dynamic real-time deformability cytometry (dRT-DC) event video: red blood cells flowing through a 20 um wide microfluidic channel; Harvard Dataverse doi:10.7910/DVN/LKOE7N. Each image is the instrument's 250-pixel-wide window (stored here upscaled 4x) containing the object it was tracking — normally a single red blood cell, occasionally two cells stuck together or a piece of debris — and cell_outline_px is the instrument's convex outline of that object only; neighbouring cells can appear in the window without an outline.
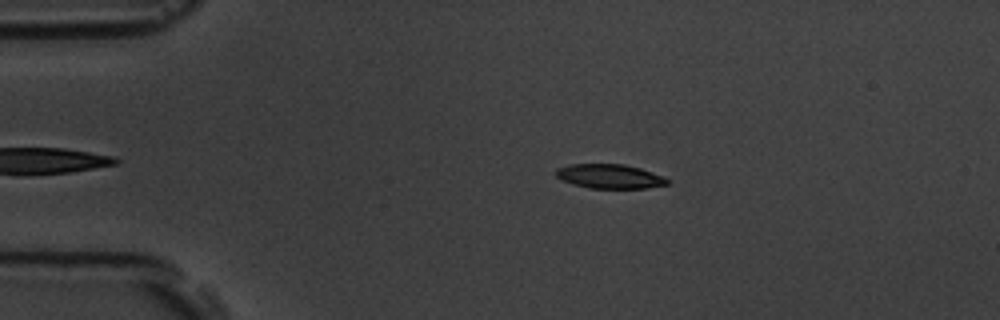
{"species": "common noctule bat (a hibernating species)", "species_latin": "Nyctalus noctula", "temperature_condition": "room temperature", "stored_images_in_passage": 44, "camera_frame_rate_fps": 3000, "um_per_image_px": 0.085, "animal": {"sex": "male", "body_mass_g": 19.5, "forearm_length_mm": 54.6}, "frame": {"image": 1, "passage_image": 9, "time_ms": 2.667, "image_size_px": [1000, 320], "cell_outline_px": [[668, 184], [644, 188], [588, 188], [572, 184], [556, 176], [556, 168], [568, 164], [624, 164], [640, 168], [664, 176], [668, 180]], "centroid_in_image_um": [51.81, 14.98], "position_along_channel_um": 33.2, "area_um2": 15.72}}
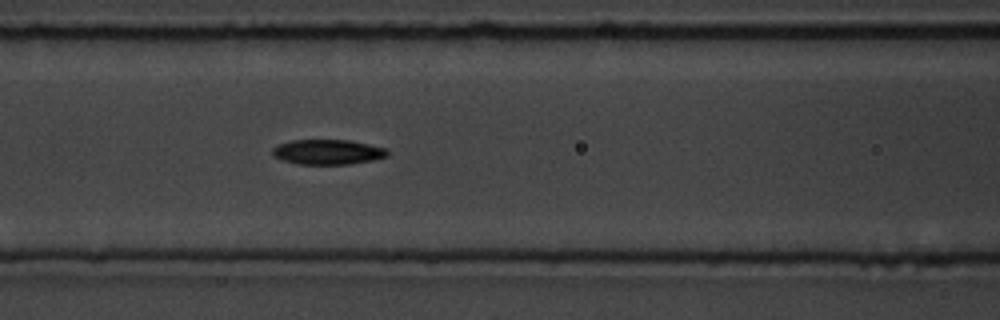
{"frame": {"image": 2, "passage_image": 21, "time_ms": 6.667, "image_size_px": [1000, 320], "cell_outline_px": [[388, 156], [372, 160], [348, 164], [296, 164], [272, 156], [272, 148], [280, 144], [292, 140], [348, 140], [388, 148]], "centroid_in_image_um": [27.86, 12.92], "position_along_channel_um": 138.7, "area_um2": 16.7}}
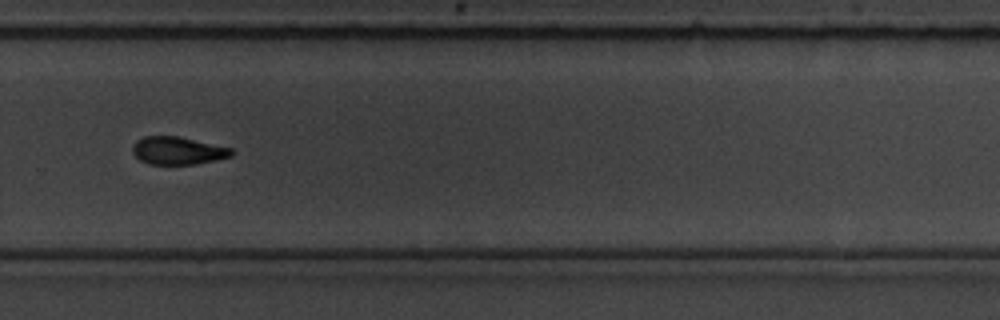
{"frame": {"image": 3, "passage_image": 35, "time_ms": 11.333, "image_size_px": [1000, 320], "cell_outline_px": [[236, 152], [232, 156], [196, 164], [148, 164], [140, 160], [132, 152], [132, 148], [136, 140], [144, 136], [176, 136], [232, 148]], "centroid_in_image_um": [15.11, 12.81], "position_along_channel_um": 314.7, "area_um2": 15.95}, "authors_computed_cell_mechanics": {"area_um2": 16.6753, "velocity_mm_per_s": 3.7796, "shape_relaxation_time_tau1_ms": 2.9723, "shape_relaxation_time_tau2_ms": 5.3425, "deformation_change_tau1": 0.1236, "deformation_change_tau2": 0.1306}}